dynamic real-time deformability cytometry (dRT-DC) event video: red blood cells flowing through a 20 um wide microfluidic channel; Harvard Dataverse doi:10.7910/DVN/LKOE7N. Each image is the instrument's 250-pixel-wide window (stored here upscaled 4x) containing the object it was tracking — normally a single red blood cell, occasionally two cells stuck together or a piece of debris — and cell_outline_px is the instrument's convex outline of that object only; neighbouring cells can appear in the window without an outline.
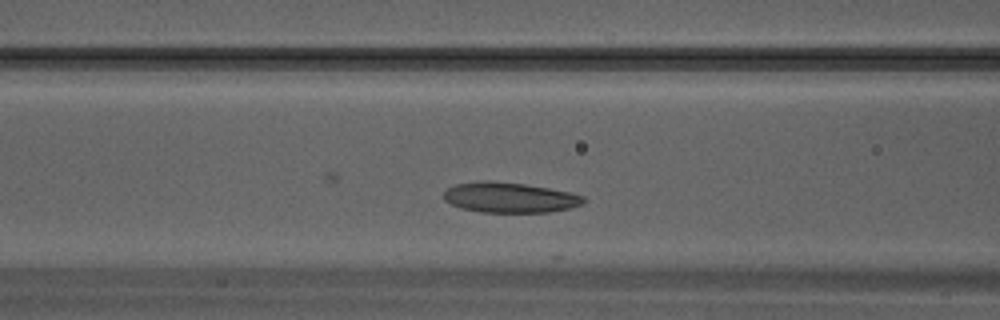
{"species": "Egyptian fruit bat (a non-hibernating species)", "species_latin": "Rousettus aegyptiacus", "temperature_condition": "warm", "stored_images_in_passage": 27, "camera_frame_rate_fps": 3000, "um_per_image_px": 0.085, "animal": {"sex": "male"}, "frame": {"image": 1, "passage_image": 8, "time_ms": 2.333, "image_size_px": [1000, 320], "cell_outline_px": [[584, 204], [568, 208], [548, 212], [480, 212], [460, 208], [444, 200], [444, 192], [448, 188], [456, 184], [484, 180], [488, 180], [524, 184], [548, 188], [568, 192], [584, 196]], "centroid_in_image_um": [43.3, 16.79], "position_along_channel_um": 123.3, "area_um2": 24.51}}
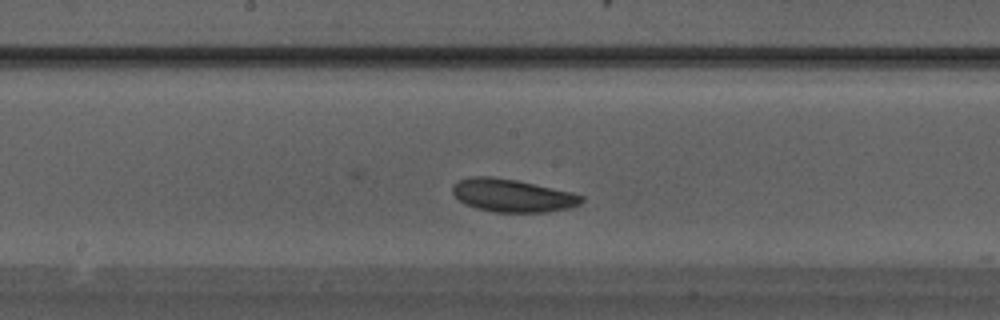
{"frame": {"image": 2, "passage_image": 12, "time_ms": 3.667, "image_size_px": [1000, 320], "cell_outline_px": [[584, 200], [580, 204], [568, 208], [548, 212], [492, 212], [476, 208], [464, 204], [452, 192], [452, 184], [456, 180], [468, 176], [492, 176], [516, 180], [572, 192], [584, 196]], "centroid_in_image_um": [43.52, 16.61], "position_along_channel_um": 204.7, "area_um2": 24.97}}
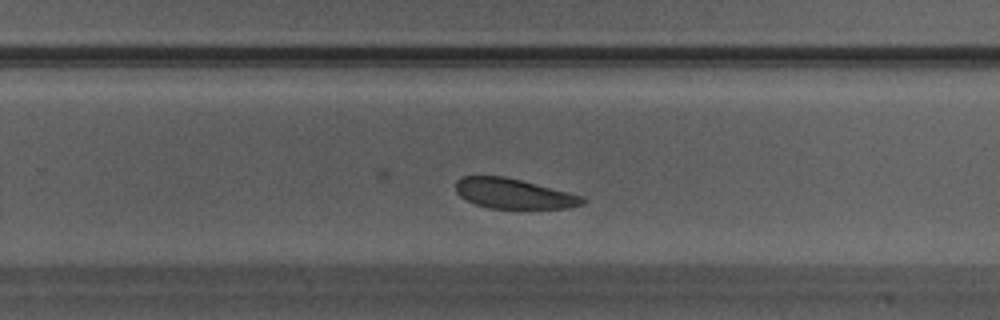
{"frame": {"image": 3, "passage_image": 16, "time_ms": 5.0, "image_size_px": [1000, 320], "cell_outline_px": [[588, 200], [584, 204], [564, 208], [488, 208], [476, 204], [460, 196], [456, 192], [456, 180], [460, 176], [504, 176], [584, 196]], "centroid_in_image_um": [43.66, 16.45], "position_along_channel_um": 286.1, "area_um2": 22.08}}